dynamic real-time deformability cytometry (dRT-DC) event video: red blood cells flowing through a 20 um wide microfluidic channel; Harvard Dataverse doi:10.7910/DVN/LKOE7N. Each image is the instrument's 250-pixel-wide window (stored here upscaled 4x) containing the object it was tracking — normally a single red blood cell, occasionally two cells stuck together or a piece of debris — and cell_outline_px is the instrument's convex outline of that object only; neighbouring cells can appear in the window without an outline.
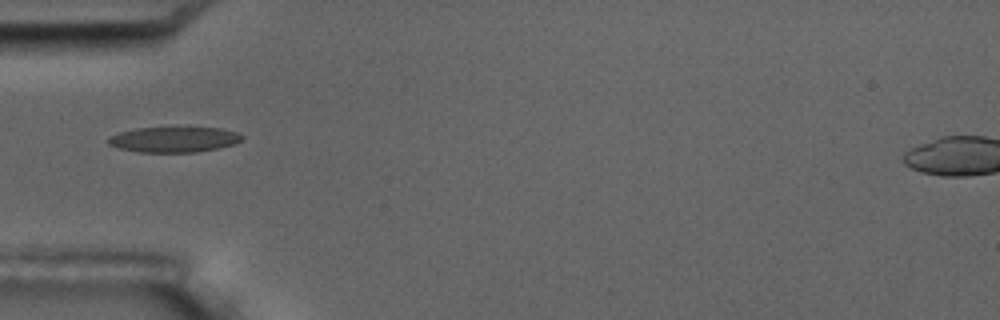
{"species": "common noctule bat (a hibernating species)", "species_latin": "Nyctalus noctula", "temperature_condition": "room temperature", "stored_images_in_passage": 2, "camera_frame_rate_fps": 3000, "um_per_image_px": 0.085, "animal": {"sex": "male", "body_mass_g": 17.5, "forearm_length_mm": 52.3}, "frame": {"image": 1, "passage_image": 1, "time_ms": 0.0, "image_size_px": [1000, 320], "cell_outline_px": [[244, 136], [240, 140], [232, 144], [216, 148], [196, 152], [140, 152], [120, 148], [108, 144], [108, 136], [120, 132], [136, 128], [188, 124], [220, 128], [236, 132]], "centroid_in_image_um": [14.79, 11.79], "position_along_channel_um": 70.2, "area_um2": 20.69}}